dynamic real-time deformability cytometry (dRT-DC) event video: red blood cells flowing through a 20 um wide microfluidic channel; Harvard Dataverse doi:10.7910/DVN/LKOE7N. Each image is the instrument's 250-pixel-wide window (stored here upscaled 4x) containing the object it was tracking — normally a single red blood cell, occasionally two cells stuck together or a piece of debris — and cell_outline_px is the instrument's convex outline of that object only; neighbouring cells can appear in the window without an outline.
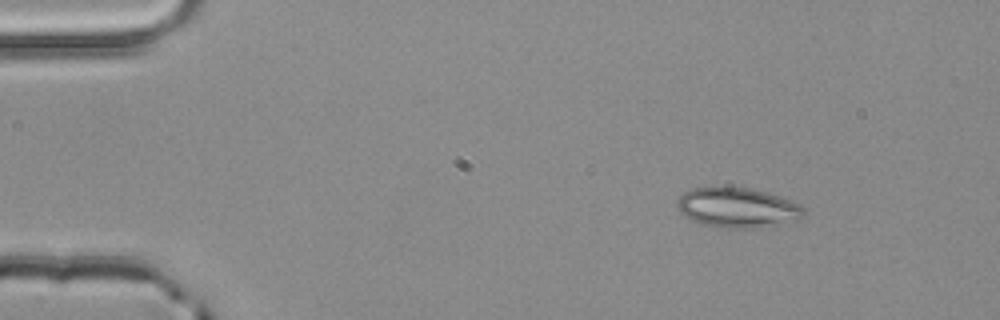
{"species": "common noctule bat (a hibernating species)", "species_latin": "Nyctalus noctula", "temperature_condition": "room temperature", "stored_images_in_passage": 2, "camera_frame_rate_fps": 3000, "um_per_image_px": 0.085, "animal": {"sex": "male", "body_mass_g": 20.4}, "frame": {"image": 1, "passage_image": 1, "time_ms": 0.0, "image_size_px": [1000, 320], "cell_outline_px": [[804, 216], [760, 228], [732, 228], [704, 224], [692, 220], [684, 216], [680, 212], [676, 204], [676, 200], [684, 192], [692, 188], [752, 188], [780, 196], [792, 200], [800, 204], [804, 208]], "centroid_in_image_um": [62.67, 17.64], "position_along_channel_um": 22.3, "area_um2": 29.02}}